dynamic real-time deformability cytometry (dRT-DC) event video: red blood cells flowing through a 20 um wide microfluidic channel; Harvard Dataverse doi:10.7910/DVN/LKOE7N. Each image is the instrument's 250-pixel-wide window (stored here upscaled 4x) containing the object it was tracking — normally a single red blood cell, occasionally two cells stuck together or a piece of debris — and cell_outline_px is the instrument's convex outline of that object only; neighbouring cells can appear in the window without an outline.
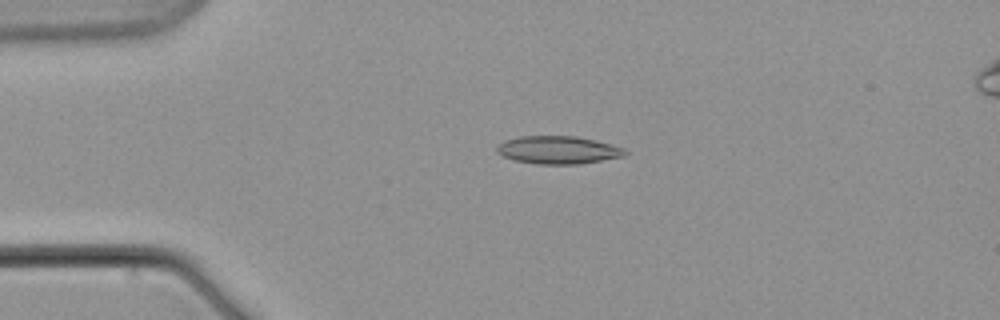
{"species": "common noctule bat (a hibernating species)", "species_latin": "Nyctalus noctula", "temperature_condition": "warm", "stored_images_in_passage": 7, "camera_frame_rate_fps": 3000, "um_per_image_px": 0.085, "animal": {"sex": "male", "body_mass_g": 21.5, "forearm_length_mm": 52.0}, "frame": {"image": 1, "passage_image": 5, "time_ms": 4.667, "image_size_px": [1000, 320], "cell_outline_px": [[628, 152], [624, 156], [580, 164], [536, 164], [512, 160], [496, 152], [496, 148], [504, 140], [520, 136], [576, 136], [596, 140], [624, 148]], "centroid_in_image_um": [47.43, 12.75], "position_along_channel_um": 37.6, "area_um2": 20.87}}